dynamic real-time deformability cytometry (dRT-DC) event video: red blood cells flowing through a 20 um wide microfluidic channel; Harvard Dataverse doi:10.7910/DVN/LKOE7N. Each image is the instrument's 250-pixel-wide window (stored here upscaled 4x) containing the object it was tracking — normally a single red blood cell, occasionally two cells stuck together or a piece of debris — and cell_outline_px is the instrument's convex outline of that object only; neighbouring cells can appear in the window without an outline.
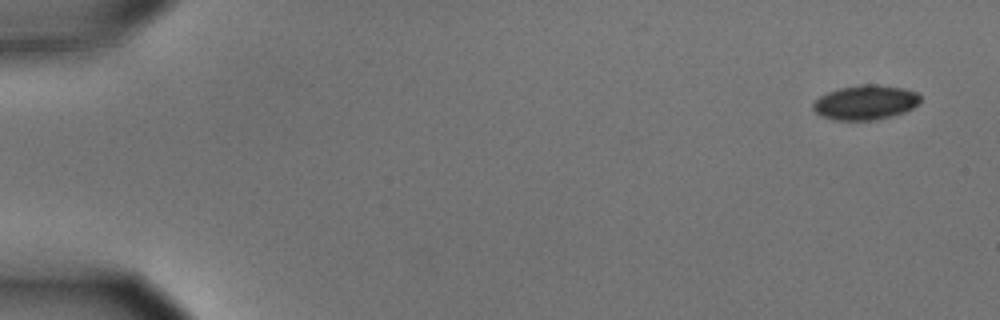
{"species": "common noctule bat (a hibernating species)", "species_latin": "Nyctalus noctula", "temperature_condition": "cold", "stored_images_in_passage": 5, "camera_frame_rate_fps": 3000, "um_per_image_px": 0.085, "animal": {"sex": "male", "body_mass_g": 15.6}, "frame": {"image": 1, "passage_image": 1, "time_ms": 0.0, "image_size_px": [1000, 320], "cell_outline_px": [[920, 100], [912, 108], [904, 112], [892, 116], [876, 120], [832, 120], [820, 116], [812, 108], [812, 104], [820, 96], [828, 92], [840, 88], [864, 84], [876, 84], [904, 88], [916, 92], [920, 96]], "centroid_in_image_um": [73.54, 8.71], "position_along_channel_um": 11.5, "area_um2": 21.62}}
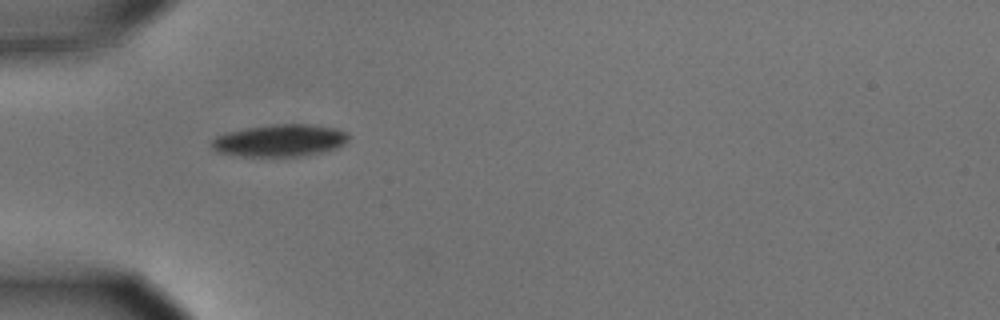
{"frame": {"image": 2, "passage_image": 5, "time_ms": 1.333, "image_size_px": [1000, 320], "cell_outline_px": [[348, 140], [344, 144], [336, 148], [324, 152], [304, 156], [240, 156], [216, 152], [212, 148], [212, 140], [216, 136], [228, 132], [248, 128], [272, 124], [308, 124], [336, 128], [344, 132], [348, 136]], "centroid_in_image_um": [23.79, 11.95], "position_along_channel_um": 61.2, "area_um2": 25.61}}